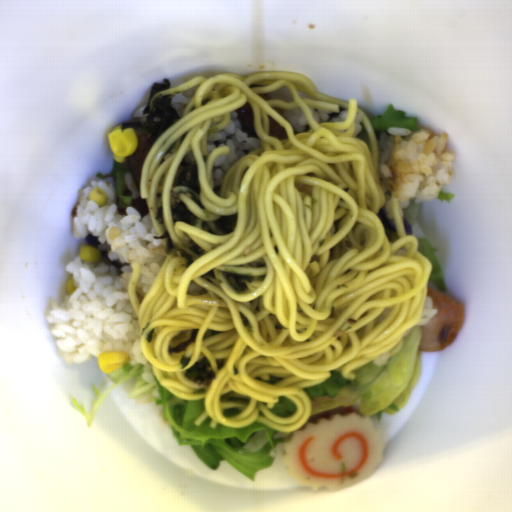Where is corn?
<instances>
[{
  "instance_id": "obj_1",
  "label": "corn",
  "mask_w": 512,
  "mask_h": 512,
  "mask_svg": "<svg viewBox=\"0 0 512 512\" xmlns=\"http://www.w3.org/2000/svg\"><path fill=\"white\" fill-rule=\"evenodd\" d=\"M108 143L114 162L122 164L137 149L138 136L134 128L123 130L122 125H118L109 133Z\"/></svg>"
},
{
  "instance_id": "obj_3",
  "label": "corn",
  "mask_w": 512,
  "mask_h": 512,
  "mask_svg": "<svg viewBox=\"0 0 512 512\" xmlns=\"http://www.w3.org/2000/svg\"><path fill=\"white\" fill-rule=\"evenodd\" d=\"M79 256L82 260L94 263H98L102 258L101 251L98 250L97 247L89 246L86 244L80 246Z\"/></svg>"
},
{
  "instance_id": "obj_5",
  "label": "corn",
  "mask_w": 512,
  "mask_h": 512,
  "mask_svg": "<svg viewBox=\"0 0 512 512\" xmlns=\"http://www.w3.org/2000/svg\"><path fill=\"white\" fill-rule=\"evenodd\" d=\"M65 289L68 295L73 294L77 287L75 286L74 277H69L66 281Z\"/></svg>"
},
{
  "instance_id": "obj_4",
  "label": "corn",
  "mask_w": 512,
  "mask_h": 512,
  "mask_svg": "<svg viewBox=\"0 0 512 512\" xmlns=\"http://www.w3.org/2000/svg\"><path fill=\"white\" fill-rule=\"evenodd\" d=\"M88 199L90 201H94L98 207H104L107 203V195L104 191H102L99 188H95L94 190H92L89 194Z\"/></svg>"
},
{
  "instance_id": "obj_2",
  "label": "corn",
  "mask_w": 512,
  "mask_h": 512,
  "mask_svg": "<svg viewBox=\"0 0 512 512\" xmlns=\"http://www.w3.org/2000/svg\"><path fill=\"white\" fill-rule=\"evenodd\" d=\"M131 360L130 354L125 351L101 352L97 356V364L104 374H109L123 367Z\"/></svg>"
}]
</instances>
